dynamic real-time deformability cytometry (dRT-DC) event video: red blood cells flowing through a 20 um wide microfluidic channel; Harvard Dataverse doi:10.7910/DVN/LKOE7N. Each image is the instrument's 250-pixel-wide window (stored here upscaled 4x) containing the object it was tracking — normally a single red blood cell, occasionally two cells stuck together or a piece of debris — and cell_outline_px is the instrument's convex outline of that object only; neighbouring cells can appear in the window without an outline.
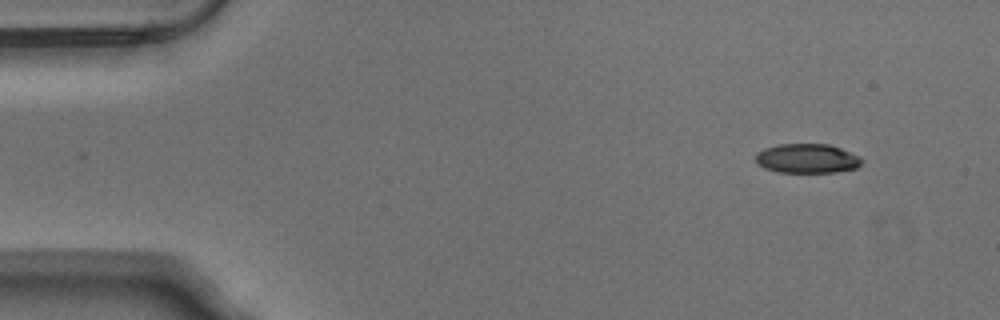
{"species": "Egyptian fruit bat (a non-hibernating species)", "species_latin": "Rousettus aegyptiacus", "temperature_condition": "warm", "stored_images_in_passage": 49, "camera_frame_rate_fps": 3000, "um_per_image_px": 0.085, "animal": {"sex": "male"}, "frame": {"image": 1, "passage_image": 1, "time_ms": 0.0, "image_size_px": [1000, 320], "cell_outline_px": [[864, 160], [856, 168], [836, 172], [776, 172], [764, 168], [756, 164], [756, 152], [764, 148], [776, 144], [828, 144], [840, 148], [860, 156]], "centroid_in_image_um": [68.58, 13.47], "position_along_channel_um": 16.4, "area_um2": 18.32}}
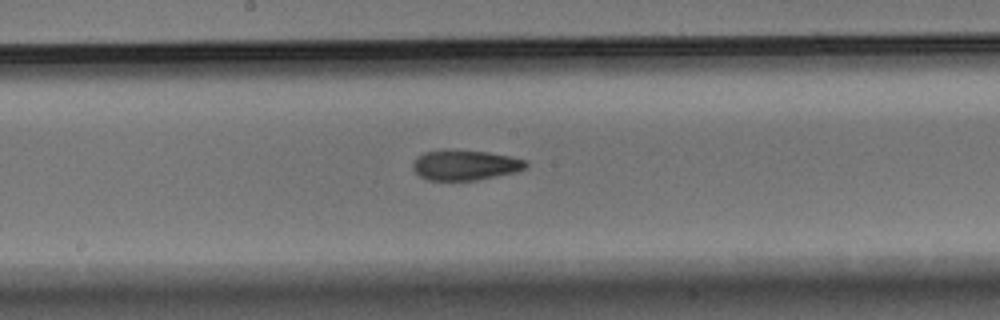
{"frame": {"image": 2, "passage_image": 24, "time_ms": 7.667, "image_size_px": [1000, 320], "cell_outline_px": [[528, 164], [524, 168], [516, 172], [476, 180], [428, 180], [420, 176], [412, 168], [412, 164], [416, 156], [424, 152], [488, 152], [528, 160]], "centroid_in_image_um": [39.55, 14.06], "position_along_channel_um": 208.7, "area_um2": 19.25}}
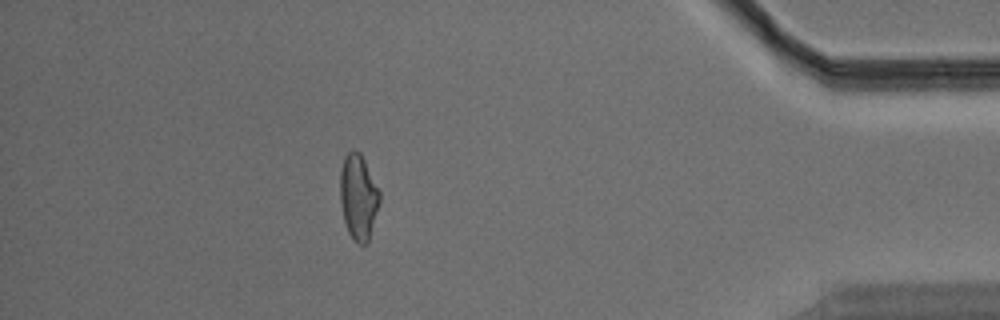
{"frame": {"image": 3, "passage_image": 43, "time_ms": 14.0, "image_size_px": [1000, 320], "cell_outline_px": [[380, 200], [368, 244], [356, 244], [348, 232], [344, 220], [340, 204], [340, 168], [344, 156], [352, 148], [356, 148], [360, 152], [380, 192]], "centroid_in_image_um": [30.44, 16.73], "position_along_channel_um": 404.8, "area_um2": 19.88}, "authors_computed_cell_mechanics": {"area_um2": 19.941, "velocity_mm_per_s": 3.8199, "shape_relaxation_time_tau1_ms": null, "shape_relaxation_time_tau2_ms": 2.4258, "deformation_change_tau1": null, "deformation_change_tau2": 0.0968}}